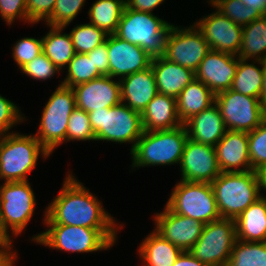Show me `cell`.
<instances>
[{"instance_id":"6da1fadb","label":"cell","mask_w":266,"mask_h":266,"mask_svg":"<svg viewBox=\"0 0 266 266\" xmlns=\"http://www.w3.org/2000/svg\"><path fill=\"white\" fill-rule=\"evenodd\" d=\"M61 191L46 207L44 224H63L93 229H120L98 198L72 173H68Z\"/></svg>"},{"instance_id":"7a4b0ae2","label":"cell","mask_w":266,"mask_h":266,"mask_svg":"<svg viewBox=\"0 0 266 266\" xmlns=\"http://www.w3.org/2000/svg\"><path fill=\"white\" fill-rule=\"evenodd\" d=\"M48 229L31 239L37 244L70 253H90L111 248L119 229H93L63 224H45Z\"/></svg>"},{"instance_id":"3957f363","label":"cell","mask_w":266,"mask_h":266,"mask_svg":"<svg viewBox=\"0 0 266 266\" xmlns=\"http://www.w3.org/2000/svg\"><path fill=\"white\" fill-rule=\"evenodd\" d=\"M172 24L153 13L140 12L126 5L121 15L115 36L138 45L151 58L165 54L166 39Z\"/></svg>"},{"instance_id":"277c9868","label":"cell","mask_w":266,"mask_h":266,"mask_svg":"<svg viewBox=\"0 0 266 266\" xmlns=\"http://www.w3.org/2000/svg\"><path fill=\"white\" fill-rule=\"evenodd\" d=\"M188 139L185 125L170 130L143 131L132 155V168L180 164Z\"/></svg>"},{"instance_id":"5b68a950","label":"cell","mask_w":266,"mask_h":266,"mask_svg":"<svg viewBox=\"0 0 266 266\" xmlns=\"http://www.w3.org/2000/svg\"><path fill=\"white\" fill-rule=\"evenodd\" d=\"M40 154L45 159L50 156L32 134L10 132L0 136V180L28 181V173L37 166Z\"/></svg>"},{"instance_id":"8992f818","label":"cell","mask_w":266,"mask_h":266,"mask_svg":"<svg viewBox=\"0 0 266 266\" xmlns=\"http://www.w3.org/2000/svg\"><path fill=\"white\" fill-rule=\"evenodd\" d=\"M211 186L221 218L236 219L262 197L254 170L221 172Z\"/></svg>"},{"instance_id":"52a82bcc","label":"cell","mask_w":266,"mask_h":266,"mask_svg":"<svg viewBox=\"0 0 266 266\" xmlns=\"http://www.w3.org/2000/svg\"><path fill=\"white\" fill-rule=\"evenodd\" d=\"M96 141L131 143V150L143 133L141 113L124 103L88 113Z\"/></svg>"},{"instance_id":"ba28073f","label":"cell","mask_w":266,"mask_h":266,"mask_svg":"<svg viewBox=\"0 0 266 266\" xmlns=\"http://www.w3.org/2000/svg\"><path fill=\"white\" fill-rule=\"evenodd\" d=\"M76 108L72 87L60 84L51 94L43 109L40 124L34 136L51 154L57 146L66 143L69 116Z\"/></svg>"},{"instance_id":"9c48e42d","label":"cell","mask_w":266,"mask_h":266,"mask_svg":"<svg viewBox=\"0 0 266 266\" xmlns=\"http://www.w3.org/2000/svg\"><path fill=\"white\" fill-rule=\"evenodd\" d=\"M166 206L176 214L203 224L221 218L210 183L181 180L174 186Z\"/></svg>"},{"instance_id":"30bf717a","label":"cell","mask_w":266,"mask_h":266,"mask_svg":"<svg viewBox=\"0 0 266 266\" xmlns=\"http://www.w3.org/2000/svg\"><path fill=\"white\" fill-rule=\"evenodd\" d=\"M236 240L235 219L220 218L204 224L189 252L208 266H227Z\"/></svg>"},{"instance_id":"8fae6325","label":"cell","mask_w":266,"mask_h":266,"mask_svg":"<svg viewBox=\"0 0 266 266\" xmlns=\"http://www.w3.org/2000/svg\"><path fill=\"white\" fill-rule=\"evenodd\" d=\"M29 181L0 184V218L13 236H18L32 219L36 200Z\"/></svg>"},{"instance_id":"7c38bea8","label":"cell","mask_w":266,"mask_h":266,"mask_svg":"<svg viewBox=\"0 0 266 266\" xmlns=\"http://www.w3.org/2000/svg\"><path fill=\"white\" fill-rule=\"evenodd\" d=\"M215 103L227 130L250 132L266 119L259 98L232 89L217 93Z\"/></svg>"},{"instance_id":"4fadbf2b","label":"cell","mask_w":266,"mask_h":266,"mask_svg":"<svg viewBox=\"0 0 266 266\" xmlns=\"http://www.w3.org/2000/svg\"><path fill=\"white\" fill-rule=\"evenodd\" d=\"M184 28L172 24L163 57L196 72L210 47L195 24Z\"/></svg>"},{"instance_id":"5bb4252c","label":"cell","mask_w":266,"mask_h":266,"mask_svg":"<svg viewBox=\"0 0 266 266\" xmlns=\"http://www.w3.org/2000/svg\"><path fill=\"white\" fill-rule=\"evenodd\" d=\"M181 180L212 183L221 173L215 147L187 139L180 161Z\"/></svg>"},{"instance_id":"9a60e30c","label":"cell","mask_w":266,"mask_h":266,"mask_svg":"<svg viewBox=\"0 0 266 266\" xmlns=\"http://www.w3.org/2000/svg\"><path fill=\"white\" fill-rule=\"evenodd\" d=\"M194 24L202 32L210 50L238 56L243 27L229 20L217 9Z\"/></svg>"},{"instance_id":"2e32d148","label":"cell","mask_w":266,"mask_h":266,"mask_svg":"<svg viewBox=\"0 0 266 266\" xmlns=\"http://www.w3.org/2000/svg\"><path fill=\"white\" fill-rule=\"evenodd\" d=\"M109 57V76L121 80L128 75L145 70L151 66L152 58L141 47L122 40L114 34L107 35Z\"/></svg>"},{"instance_id":"e0dca14e","label":"cell","mask_w":266,"mask_h":266,"mask_svg":"<svg viewBox=\"0 0 266 266\" xmlns=\"http://www.w3.org/2000/svg\"><path fill=\"white\" fill-rule=\"evenodd\" d=\"M155 231L181 251H190L199 239L204 224L193 218L172 212L166 205L154 217Z\"/></svg>"},{"instance_id":"ac0fdd59","label":"cell","mask_w":266,"mask_h":266,"mask_svg":"<svg viewBox=\"0 0 266 266\" xmlns=\"http://www.w3.org/2000/svg\"><path fill=\"white\" fill-rule=\"evenodd\" d=\"M112 76H100L89 82L72 87L76 107L89 113L93 110L111 108L121 103L120 80Z\"/></svg>"},{"instance_id":"d6986e66","label":"cell","mask_w":266,"mask_h":266,"mask_svg":"<svg viewBox=\"0 0 266 266\" xmlns=\"http://www.w3.org/2000/svg\"><path fill=\"white\" fill-rule=\"evenodd\" d=\"M237 65L238 56L210 50L200 62L195 78L216 95L231 88Z\"/></svg>"},{"instance_id":"ffe728a7","label":"cell","mask_w":266,"mask_h":266,"mask_svg":"<svg viewBox=\"0 0 266 266\" xmlns=\"http://www.w3.org/2000/svg\"><path fill=\"white\" fill-rule=\"evenodd\" d=\"M215 151L221 172L252 170L248 155V132L226 130L215 145Z\"/></svg>"},{"instance_id":"44dd1931","label":"cell","mask_w":266,"mask_h":266,"mask_svg":"<svg viewBox=\"0 0 266 266\" xmlns=\"http://www.w3.org/2000/svg\"><path fill=\"white\" fill-rule=\"evenodd\" d=\"M120 84L121 102L140 113L158 93L151 66L122 78Z\"/></svg>"},{"instance_id":"7402d4cb","label":"cell","mask_w":266,"mask_h":266,"mask_svg":"<svg viewBox=\"0 0 266 266\" xmlns=\"http://www.w3.org/2000/svg\"><path fill=\"white\" fill-rule=\"evenodd\" d=\"M184 125L189 139L212 147L223 138L227 130L216 103L192 116Z\"/></svg>"},{"instance_id":"603a6c76","label":"cell","mask_w":266,"mask_h":266,"mask_svg":"<svg viewBox=\"0 0 266 266\" xmlns=\"http://www.w3.org/2000/svg\"><path fill=\"white\" fill-rule=\"evenodd\" d=\"M151 67L158 93L177 98L181 91L195 79V72L166 58H152Z\"/></svg>"},{"instance_id":"cb8c5ba5","label":"cell","mask_w":266,"mask_h":266,"mask_svg":"<svg viewBox=\"0 0 266 266\" xmlns=\"http://www.w3.org/2000/svg\"><path fill=\"white\" fill-rule=\"evenodd\" d=\"M144 131L170 130L183 123L178 117L176 98L157 93L141 113Z\"/></svg>"},{"instance_id":"d4e9b609","label":"cell","mask_w":266,"mask_h":266,"mask_svg":"<svg viewBox=\"0 0 266 266\" xmlns=\"http://www.w3.org/2000/svg\"><path fill=\"white\" fill-rule=\"evenodd\" d=\"M236 237L246 242H266V198L260 197L236 219Z\"/></svg>"},{"instance_id":"484cf974","label":"cell","mask_w":266,"mask_h":266,"mask_svg":"<svg viewBox=\"0 0 266 266\" xmlns=\"http://www.w3.org/2000/svg\"><path fill=\"white\" fill-rule=\"evenodd\" d=\"M215 94L201 81L192 80L176 98L177 113L184 124L215 103Z\"/></svg>"},{"instance_id":"4316f807","label":"cell","mask_w":266,"mask_h":266,"mask_svg":"<svg viewBox=\"0 0 266 266\" xmlns=\"http://www.w3.org/2000/svg\"><path fill=\"white\" fill-rule=\"evenodd\" d=\"M137 251L144 266H172L182 252L155 230L147 235Z\"/></svg>"},{"instance_id":"83f0119b","label":"cell","mask_w":266,"mask_h":266,"mask_svg":"<svg viewBox=\"0 0 266 266\" xmlns=\"http://www.w3.org/2000/svg\"><path fill=\"white\" fill-rule=\"evenodd\" d=\"M49 27V32L42 37L43 53L59 70H62L76 54L72 38L70 33H62L64 27Z\"/></svg>"},{"instance_id":"f1b7e54d","label":"cell","mask_w":266,"mask_h":266,"mask_svg":"<svg viewBox=\"0 0 266 266\" xmlns=\"http://www.w3.org/2000/svg\"><path fill=\"white\" fill-rule=\"evenodd\" d=\"M240 59L266 61V15L243 27Z\"/></svg>"},{"instance_id":"f546056e","label":"cell","mask_w":266,"mask_h":266,"mask_svg":"<svg viewBox=\"0 0 266 266\" xmlns=\"http://www.w3.org/2000/svg\"><path fill=\"white\" fill-rule=\"evenodd\" d=\"M248 61L238 57V65L230 89L246 96L259 98L263 84L264 61L256 60L255 62L254 60L253 63ZM256 63L262 68L256 66Z\"/></svg>"},{"instance_id":"4dcf8cb0","label":"cell","mask_w":266,"mask_h":266,"mask_svg":"<svg viewBox=\"0 0 266 266\" xmlns=\"http://www.w3.org/2000/svg\"><path fill=\"white\" fill-rule=\"evenodd\" d=\"M125 5V0H97L88 11L89 23L102 29L108 35L114 34Z\"/></svg>"},{"instance_id":"1f68e13d","label":"cell","mask_w":266,"mask_h":266,"mask_svg":"<svg viewBox=\"0 0 266 266\" xmlns=\"http://www.w3.org/2000/svg\"><path fill=\"white\" fill-rule=\"evenodd\" d=\"M227 266H266V242H246L237 239Z\"/></svg>"},{"instance_id":"d6a6232c","label":"cell","mask_w":266,"mask_h":266,"mask_svg":"<svg viewBox=\"0 0 266 266\" xmlns=\"http://www.w3.org/2000/svg\"><path fill=\"white\" fill-rule=\"evenodd\" d=\"M66 69L68 73L61 84L68 87H74L102 76L94 67L92 58L82 53H76Z\"/></svg>"},{"instance_id":"836d02e7","label":"cell","mask_w":266,"mask_h":266,"mask_svg":"<svg viewBox=\"0 0 266 266\" xmlns=\"http://www.w3.org/2000/svg\"><path fill=\"white\" fill-rule=\"evenodd\" d=\"M108 34L91 23L76 25L70 31L76 53L86 54L105 42Z\"/></svg>"},{"instance_id":"e575fe53","label":"cell","mask_w":266,"mask_h":266,"mask_svg":"<svg viewBox=\"0 0 266 266\" xmlns=\"http://www.w3.org/2000/svg\"><path fill=\"white\" fill-rule=\"evenodd\" d=\"M209 3L241 27L261 17L256 10L244 5L241 0H209Z\"/></svg>"},{"instance_id":"d590c367","label":"cell","mask_w":266,"mask_h":266,"mask_svg":"<svg viewBox=\"0 0 266 266\" xmlns=\"http://www.w3.org/2000/svg\"><path fill=\"white\" fill-rule=\"evenodd\" d=\"M75 140H96L95 133L93 132L90 124L88 113L77 107L69 116V122L66 131V142Z\"/></svg>"},{"instance_id":"8d00e7d4","label":"cell","mask_w":266,"mask_h":266,"mask_svg":"<svg viewBox=\"0 0 266 266\" xmlns=\"http://www.w3.org/2000/svg\"><path fill=\"white\" fill-rule=\"evenodd\" d=\"M86 0H56L51 16L46 20L47 26L67 27L78 15Z\"/></svg>"},{"instance_id":"74e56055","label":"cell","mask_w":266,"mask_h":266,"mask_svg":"<svg viewBox=\"0 0 266 266\" xmlns=\"http://www.w3.org/2000/svg\"><path fill=\"white\" fill-rule=\"evenodd\" d=\"M248 155L252 170L266 165V119L248 132Z\"/></svg>"},{"instance_id":"f35d334b","label":"cell","mask_w":266,"mask_h":266,"mask_svg":"<svg viewBox=\"0 0 266 266\" xmlns=\"http://www.w3.org/2000/svg\"><path fill=\"white\" fill-rule=\"evenodd\" d=\"M12 56L16 64L21 69L28 62L43 53L42 38L24 37L14 44Z\"/></svg>"},{"instance_id":"ab89813d","label":"cell","mask_w":266,"mask_h":266,"mask_svg":"<svg viewBox=\"0 0 266 266\" xmlns=\"http://www.w3.org/2000/svg\"><path fill=\"white\" fill-rule=\"evenodd\" d=\"M20 70L22 73L30 76V78L44 81L49 78L51 79V77L60 71L44 53L35 57Z\"/></svg>"},{"instance_id":"60d3db41","label":"cell","mask_w":266,"mask_h":266,"mask_svg":"<svg viewBox=\"0 0 266 266\" xmlns=\"http://www.w3.org/2000/svg\"><path fill=\"white\" fill-rule=\"evenodd\" d=\"M21 110L11 100L0 95V136L9 134V130L23 122Z\"/></svg>"},{"instance_id":"b9f144b4","label":"cell","mask_w":266,"mask_h":266,"mask_svg":"<svg viewBox=\"0 0 266 266\" xmlns=\"http://www.w3.org/2000/svg\"><path fill=\"white\" fill-rule=\"evenodd\" d=\"M0 16L8 25H12L17 18L31 24L28 20L26 0H0Z\"/></svg>"},{"instance_id":"7bdbcfd3","label":"cell","mask_w":266,"mask_h":266,"mask_svg":"<svg viewBox=\"0 0 266 266\" xmlns=\"http://www.w3.org/2000/svg\"><path fill=\"white\" fill-rule=\"evenodd\" d=\"M56 0H26L28 20L31 24L44 22L51 16Z\"/></svg>"},{"instance_id":"ee69618b","label":"cell","mask_w":266,"mask_h":266,"mask_svg":"<svg viewBox=\"0 0 266 266\" xmlns=\"http://www.w3.org/2000/svg\"><path fill=\"white\" fill-rule=\"evenodd\" d=\"M86 54L89 58H92L94 67H96L97 71L102 76H109V55L106 42L102 43Z\"/></svg>"},{"instance_id":"f6af8a7d","label":"cell","mask_w":266,"mask_h":266,"mask_svg":"<svg viewBox=\"0 0 266 266\" xmlns=\"http://www.w3.org/2000/svg\"><path fill=\"white\" fill-rule=\"evenodd\" d=\"M165 0H125V4L128 8L140 11L153 13V10L160 4H163Z\"/></svg>"},{"instance_id":"bcb514c9","label":"cell","mask_w":266,"mask_h":266,"mask_svg":"<svg viewBox=\"0 0 266 266\" xmlns=\"http://www.w3.org/2000/svg\"><path fill=\"white\" fill-rule=\"evenodd\" d=\"M172 266H208L195 258L189 251H182Z\"/></svg>"},{"instance_id":"7dc6e473","label":"cell","mask_w":266,"mask_h":266,"mask_svg":"<svg viewBox=\"0 0 266 266\" xmlns=\"http://www.w3.org/2000/svg\"><path fill=\"white\" fill-rule=\"evenodd\" d=\"M12 237L0 218V250H13Z\"/></svg>"},{"instance_id":"c3c4849f","label":"cell","mask_w":266,"mask_h":266,"mask_svg":"<svg viewBox=\"0 0 266 266\" xmlns=\"http://www.w3.org/2000/svg\"><path fill=\"white\" fill-rule=\"evenodd\" d=\"M17 254L12 250H0V266H13L15 264Z\"/></svg>"},{"instance_id":"681fc988","label":"cell","mask_w":266,"mask_h":266,"mask_svg":"<svg viewBox=\"0 0 266 266\" xmlns=\"http://www.w3.org/2000/svg\"><path fill=\"white\" fill-rule=\"evenodd\" d=\"M256 173L257 181H258V187L259 191L263 190L266 191V165L258 167L256 170H254ZM264 198V193L262 195Z\"/></svg>"},{"instance_id":"f907efd6","label":"cell","mask_w":266,"mask_h":266,"mask_svg":"<svg viewBox=\"0 0 266 266\" xmlns=\"http://www.w3.org/2000/svg\"><path fill=\"white\" fill-rule=\"evenodd\" d=\"M241 2L247 7H252L261 16L265 15V2L264 0H241Z\"/></svg>"},{"instance_id":"816d5d0a","label":"cell","mask_w":266,"mask_h":266,"mask_svg":"<svg viewBox=\"0 0 266 266\" xmlns=\"http://www.w3.org/2000/svg\"><path fill=\"white\" fill-rule=\"evenodd\" d=\"M259 100L263 108V111L266 115V61H264L263 84H262L261 95L259 97Z\"/></svg>"},{"instance_id":"f5cc1de1","label":"cell","mask_w":266,"mask_h":266,"mask_svg":"<svg viewBox=\"0 0 266 266\" xmlns=\"http://www.w3.org/2000/svg\"><path fill=\"white\" fill-rule=\"evenodd\" d=\"M264 2H265V15H266V0H264Z\"/></svg>"}]
</instances>
